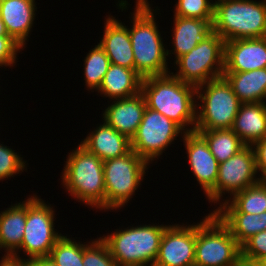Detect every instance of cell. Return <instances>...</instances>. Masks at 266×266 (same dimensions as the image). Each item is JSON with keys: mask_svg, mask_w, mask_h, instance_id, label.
Wrapping results in <instances>:
<instances>
[{"mask_svg": "<svg viewBox=\"0 0 266 266\" xmlns=\"http://www.w3.org/2000/svg\"><path fill=\"white\" fill-rule=\"evenodd\" d=\"M104 34L99 45L104 49L110 62L135 70L134 54L129 28L113 16L106 19Z\"/></svg>", "mask_w": 266, "mask_h": 266, "instance_id": "17", "label": "cell"}, {"mask_svg": "<svg viewBox=\"0 0 266 266\" xmlns=\"http://www.w3.org/2000/svg\"><path fill=\"white\" fill-rule=\"evenodd\" d=\"M68 155L62 172L64 187L79 202L105 209L103 161L81 144Z\"/></svg>", "mask_w": 266, "mask_h": 266, "instance_id": "3", "label": "cell"}, {"mask_svg": "<svg viewBox=\"0 0 266 266\" xmlns=\"http://www.w3.org/2000/svg\"><path fill=\"white\" fill-rule=\"evenodd\" d=\"M23 50L11 36H0V66H12L16 62L17 52Z\"/></svg>", "mask_w": 266, "mask_h": 266, "instance_id": "34", "label": "cell"}, {"mask_svg": "<svg viewBox=\"0 0 266 266\" xmlns=\"http://www.w3.org/2000/svg\"><path fill=\"white\" fill-rule=\"evenodd\" d=\"M196 224L195 265L235 266L241 261V246L230 230L212 212Z\"/></svg>", "mask_w": 266, "mask_h": 266, "instance_id": "6", "label": "cell"}, {"mask_svg": "<svg viewBox=\"0 0 266 266\" xmlns=\"http://www.w3.org/2000/svg\"><path fill=\"white\" fill-rule=\"evenodd\" d=\"M196 98L202 102L200 103L202 105L199 103L196 105L199 111L198 109L196 111L194 130L232 128L241 102L224 77L210 80L198 86Z\"/></svg>", "mask_w": 266, "mask_h": 266, "instance_id": "7", "label": "cell"}, {"mask_svg": "<svg viewBox=\"0 0 266 266\" xmlns=\"http://www.w3.org/2000/svg\"><path fill=\"white\" fill-rule=\"evenodd\" d=\"M19 256L4 254L0 261V266H27V260L21 259Z\"/></svg>", "mask_w": 266, "mask_h": 266, "instance_id": "36", "label": "cell"}, {"mask_svg": "<svg viewBox=\"0 0 266 266\" xmlns=\"http://www.w3.org/2000/svg\"><path fill=\"white\" fill-rule=\"evenodd\" d=\"M232 200V201H231ZM230 201L227 199L220 203V207L213 213H249L261 214L266 211V181L237 192Z\"/></svg>", "mask_w": 266, "mask_h": 266, "instance_id": "25", "label": "cell"}, {"mask_svg": "<svg viewBox=\"0 0 266 266\" xmlns=\"http://www.w3.org/2000/svg\"><path fill=\"white\" fill-rule=\"evenodd\" d=\"M230 230L231 235L242 246L255 234L266 230V211L257 215L249 213H214Z\"/></svg>", "mask_w": 266, "mask_h": 266, "instance_id": "26", "label": "cell"}, {"mask_svg": "<svg viewBox=\"0 0 266 266\" xmlns=\"http://www.w3.org/2000/svg\"><path fill=\"white\" fill-rule=\"evenodd\" d=\"M194 131L198 132L206 140L212 155L218 163L228 160L246 146L231 128Z\"/></svg>", "mask_w": 266, "mask_h": 266, "instance_id": "27", "label": "cell"}, {"mask_svg": "<svg viewBox=\"0 0 266 266\" xmlns=\"http://www.w3.org/2000/svg\"><path fill=\"white\" fill-rule=\"evenodd\" d=\"M35 0H0V18L8 35L22 47L35 20Z\"/></svg>", "mask_w": 266, "mask_h": 266, "instance_id": "18", "label": "cell"}, {"mask_svg": "<svg viewBox=\"0 0 266 266\" xmlns=\"http://www.w3.org/2000/svg\"><path fill=\"white\" fill-rule=\"evenodd\" d=\"M80 144L102 161L123 156L131 150V140L105 121Z\"/></svg>", "mask_w": 266, "mask_h": 266, "instance_id": "19", "label": "cell"}, {"mask_svg": "<svg viewBox=\"0 0 266 266\" xmlns=\"http://www.w3.org/2000/svg\"><path fill=\"white\" fill-rule=\"evenodd\" d=\"M266 258V230L261 231L241 246V260L260 264Z\"/></svg>", "mask_w": 266, "mask_h": 266, "instance_id": "32", "label": "cell"}, {"mask_svg": "<svg viewBox=\"0 0 266 266\" xmlns=\"http://www.w3.org/2000/svg\"><path fill=\"white\" fill-rule=\"evenodd\" d=\"M84 77L87 88L98 91L111 62L104 49L96 45L84 59Z\"/></svg>", "mask_w": 266, "mask_h": 266, "instance_id": "28", "label": "cell"}, {"mask_svg": "<svg viewBox=\"0 0 266 266\" xmlns=\"http://www.w3.org/2000/svg\"><path fill=\"white\" fill-rule=\"evenodd\" d=\"M260 264L261 266H266V258Z\"/></svg>", "mask_w": 266, "mask_h": 266, "instance_id": "40", "label": "cell"}, {"mask_svg": "<svg viewBox=\"0 0 266 266\" xmlns=\"http://www.w3.org/2000/svg\"><path fill=\"white\" fill-rule=\"evenodd\" d=\"M179 133L184 134V131L176 123L158 111L146 107L136 134L131 139V149L151 163L174 139L176 140Z\"/></svg>", "mask_w": 266, "mask_h": 266, "instance_id": "11", "label": "cell"}, {"mask_svg": "<svg viewBox=\"0 0 266 266\" xmlns=\"http://www.w3.org/2000/svg\"><path fill=\"white\" fill-rule=\"evenodd\" d=\"M174 16L208 20L213 23L214 2L209 0H178Z\"/></svg>", "mask_w": 266, "mask_h": 266, "instance_id": "30", "label": "cell"}, {"mask_svg": "<svg viewBox=\"0 0 266 266\" xmlns=\"http://www.w3.org/2000/svg\"><path fill=\"white\" fill-rule=\"evenodd\" d=\"M27 266H56V264L48 256L29 259L27 260Z\"/></svg>", "mask_w": 266, "mask_h": 266, "instance_id": "37", "label": "cell"}, {"mask_svg": "<svg viewBox=\"0 0 266 266\" xmlns=\"http://www.w3.org/2000/svg\"><path fill=\"white\" fill-rule=\"evenodd\" d=\"M141 92L148 108L158 111L172 120L184 133L194 131L197 110V104H195L197 101H194L196 87L186 84L168 73L143 78ZM187 125L193 127L188 129Z\"/></svg>", "mask_w": 266, "mask_h": 266, "instance_id": "1", "label": "cell"}, {"mask_svg": "<svg viewBox=\"0 0 266 266\" xmlns=\"http://www.w3.org/2000/svg\"><path fill=\"white\" fill-rule=\"evenodd\" d=\"M53 208L41 198L32 196L26 200V224L19 248L28 259L48 257L57 240L62 236L54 231Z\"/></svg>", "mask_w": 266, "mask_h": 266, "instance_id": "10", "label": "cell"}, {"mask_svg": "<svg viewBox=\"0 0 266 266\" xmlns=\"http://www.w3.org/2000/svg\"><path fill=\"white\" fill-rule=\"evenodd\" d=\"M182 136L191 170L207 195L215 187L219 163L198 132H186Z\"/></svg>", "mask_w": 266, "mask_h": 266, "instance_id": "15", "label": "cell"}, {"mask_svg": "<svg viewBox=\"0 0 266 266\" xmlns=\"http://www.w3.org/2000/svg\"><path fill=\"white\" fill-rule=\"evenodd\" d=\"M165 225H144L119 230L100 237L117 266H153L165 231Z\"/></svg>", "mask_w": 266, "mask_h": 266, "instance_id": "5", "label": "cell"}, {"mask_svg": "<svg viewBox=\"0 0 266 266\" xmlns=\"http://www.w3.org/2000/svg\"><path fill=\"white\" fill-rule=\"evenodd\" d=\"M26 224V200L0 213V248L7 255H18ZM17 252V253H16Z\"/></svg>", "mask_w": 266, "mask_h": 266, "instance_id": "23", "label": "cell"}, {"mask_svg": "<svg viewBox=\"0 0 266 266\" xmlns=\"http://www.w3.org/2000/svg\"><path fill=\"white\" fill-rule=\"evenodd\" d=\"M223 77L241 103L265 102L266 68L248 72H224Z\"/></svg>", "mask_w": 266, "mask_h": 266, "instance_id": "24", "label": "cell"}, {"mask_svg": "<svg viewBox=\"0 0 266 266\" xmlns=\"http://www.w3.org/2000/svg\"><path fill=\"white\" fill-rule=\"evenodd\" d=\"M113 102L105 109L103 120L131 140L147 107L145 97L139 92L131 97L115 99Z\"/></svg>", "mask_w": 266, "mask_h": 266, "instance_id": "16", "label": "cell"}, {"mask_svg": "<svg viewBox=\"0 0 266 266\" xmlns=\"http://www.w3.org/2000/svg\"><path fill=\"white\" fill-rule=\"evenodd\" d=\"M173 46L176 60L189 53L213 33L208 20L174 16Z\"/></svg>", "mask_w": 266, "mask_h": 266, "instance_id": "21", "label": "cell"}, {"mask_svg": "<svg viewBox=\"0 0 266 266\" xmlns=\"http://www.w3.org/2000/svg\"><path fill=\"white\" fill-rule=\"evenodd\" d=\"M0 36H9L5 24L3 23L1 18H0Z\"/></svg>", "mask_w": 266, "mask_h": 266, "instance_id": "38", "label": "cell"}, {"mask_svg": "<svg viewBox=\"0 0 266 266\" xmlns=\"http://www.w3.org/2000/svg\"><path fill=\"white\" fill-rule=\"evenodd\" d=\"M213 32L225 42L266 36V0H217Z\"/></svg>", "mask_w": 266, "mask_h": 266, "instance_id": "4", "label": "cell"}, {"mask_svg": "<svg viewBox=\"0 0 266 266\" xmlns=\"http://www.w3.org/2000/svg\"><path fill=\"white\" fill-rule=\"evenodd\" d=\"M49 257L56 266H83V244L62 235L51 249Z\"/></svg>", "mask_w": 266, "mask_h": 266, "instance_id": "29", "label": "cell"}, {"mask_svg": "<svg viewBox=\"0 0 266 266\" xmlns=\"http://www.w3.org/2000/svg\"><path fill=\"white\" fill-rule=\"evenodd\" d=\"M196 225H167L153 266H192L195 262Z\"/></svg>", "mask_w": 266, "mask_h": 266, "instance_id": "13", "label": "cell"}, {"mask_svg": "<svg viewBox=\"0 0 266 266\" xmlns=\"http://www.w3.org/2000/svg\"><path fill=\"white\" fill-rule=\"evenodd\" d=\"M266 68V36L225 42L224 72Z\"/></svg>", "mask_w": 266, "mask_h": 266, "instance_id": "14", "label": "cell"}, {"mask_svg": "<svg viewBox=\"0 0 266 266\" xmlns=\"http://www.w3.org/2000/svg\"><path fill=\"white\" fill-rule=\"evenodd\" d=\"M89 244H83V266H117L106 243L101 238Z\"/></svg>", "mask_w": 266, "mask_h": 266, "instance_id": "31", "label": "cell"}, {"mask_svg": "<svg viewBox=\"0 0 266 266\" xmlns=\"http://www.w3.org/2000/svg\"><path fill=\"white\" fill-rule=\"evenodd\" d=\"M232 131L247 146L266 137V103H241Z\"/></svg>", "mask_w": 266, "mask_h": 266, "instance_id": "20", "label": "cell"}, {"mask_svg": "<svg viewBox=\"0 0 266 266\" xmlns=\"http://www.w3.org/2000/svg\"><path fill=\"white\" fill-rule=\"evenodd\" d=\"M146 162L132 149L125 155L103 161L105 210L124 206L141 184Z\"/></svg>", "mask_w": 266, "mask_h": 266, "instance_id": "8", "label": "cell"}, {"mask_svg": "<svg viewBox=\"0 0 266 266\" xmlns=\"http://www.w3.org/2000/svg\"><path fill=\"white\" fill-rule=\"evenodd\" d=\"M14 151L0 144V180L13 177L25 169V161Z\"/></svg>", "mask_w": 266, "mask_h": 266, "instance_id": "33", "label": "cell"}, {"mask_svg": "<svg viewBox=\"0 0 266 266\" xmlns=\"http://www.w3.org/2000/svg\"><path fill=\"white\" fill-rule=\"evenodd\" d=\"M235 266H261V264L258 263H251L244 260H241L237 265Z\"/></svg>", "mask_w": 266, "mask_h": 266, "instance_id": "39", "label": "cell"}, {"mask_svg": "<svg viewBox=\"0 0 266 266\" xmlns=\"http://www.w3.org/2000/svg\"><path fill=\"white\" fill-rule=\"evenodd\" d=\"M148 0H137L133 13V26L129 29L135 71L142 77L166 75L167 58L170 50H165Z\"/></svg>", "mask_w": 266, "mask_h": 266, "instance_id": "2", "label": "cell"}, {"mask_svg": "<svg viewBox=\"0 0 266 266\" xmlns=\"http://www.w3.org/2000/svg\"><path fill=\"white\" fill-rule=\"evenodd\" d=\"M257 171L261 172L260 181H266V137L253 145Z\"/></svg>", "mask_w": 266, "mask_h": 266, "instance_id": "35", "label": "cell"}, {"mask_svg": "<svg viewBox=\"0 0 266 266\" xmlns=\"http://www.w3.org/2000/svg\"><path fill=\"white\" fill-rule=\"evenodd\" d=\"M142 79L135 70L111 63L98 93L112 100L131 97L141 92Z\"/></svg>", "mask_w": 266, "mask_h": 266, "instance_id": "22", "label": "cell"}, {"mask_svg": "<svg viewBox=\"0 0 266 266\" xmlns=\"http://www.w3.org/2000/svg\"><path fill=\"white\" fill-rule=\"evenodd\" d=\"M225 41L213 32L189 53L175 60L179 72L171 74L182 82L198 87L210 80L223 77ZM215 65V66H214Z\"/></svg>", "mask_w": 266, "mask_h": 266, "instance_id": "9", "label": "cell"}, {"mask_svg": "<svg viewBox=\"0 0 266 266\" xmlns=\"http://www.w3.org/2000/svg\"><path fill=\"white\" fill-rule=\"evenodd\" d=\"M257 173L255 151L253 146L246 145L234 156L219 163L215 187L206 196L214 203L220 201L225 191L233 196L257 184L260 181L255 176Z\"/></svg>", "mask_w": 266, "mask_h": 266, "instance_id": "12", "label": "cell"}]
</instances>
